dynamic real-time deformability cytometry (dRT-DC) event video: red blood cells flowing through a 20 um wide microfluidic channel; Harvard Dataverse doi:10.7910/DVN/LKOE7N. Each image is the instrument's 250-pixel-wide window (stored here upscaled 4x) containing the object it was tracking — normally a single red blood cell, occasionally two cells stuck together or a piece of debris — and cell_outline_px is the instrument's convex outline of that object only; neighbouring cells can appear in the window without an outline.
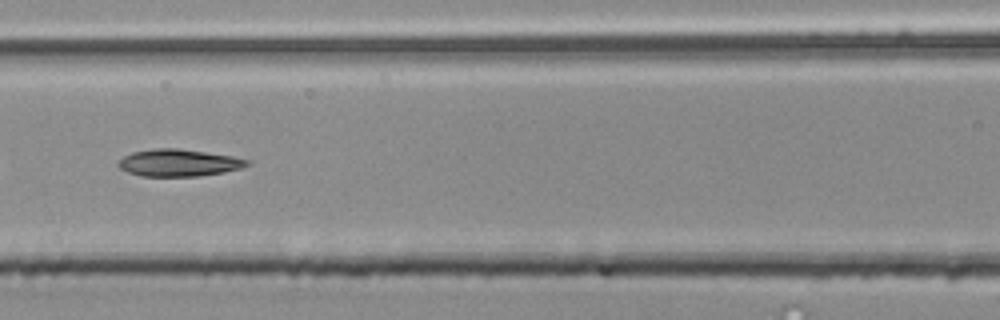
{"species": "common noctule bat (a hibernating species)", "species_latin": "Nyctalus noctula", "temperature_condition": "room temperature", "stored_images_in_passage": 52, "segment_of_instrument_passage": [2, 2], "camera_frame_rate_fps": 3000, "um_per_image_px": 0.085, "animal": {"sex": "male", "body_mass_g": 20.4}, "frame": {"image": 1, "passage_image": 22, "time_ms": 7.0, "image_size_px": [1000, 320], "cell_outline_px": [[248, 164], [240, 168], [224, 172], [196, 176], [140, 176], [128, 172], [120, 168], [120, 160], [124, 156], [132, 152], [156, 148], [176, 148], [232, 156], [248, 160]], "centroid_in_image_um": [15.17, 13.84], "position_along_channel_um": 151.4, "area_um2": 19.94}}
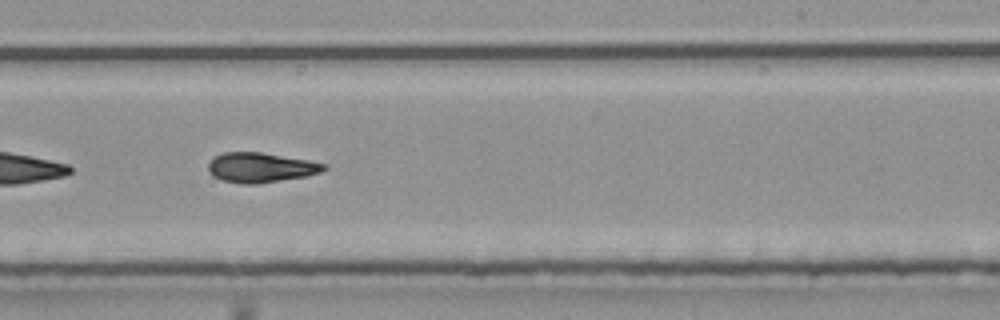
{"frame": {"image": 2, "passage_image": 31, "time_ms": 10.0, "image_size_px": [1000, 320], "cell_outline_px": [[328, 168], [320, 172], [304, 176], [256, 184], [244, 184], [224, 180], [212, 176], [208, 168], [208, 160], [212, 156], [220, 152], [260, 152], [308, 160], [328, 164]], "centroid_in_image_um": [22.11, 14.22], "position_along_channel_um": 266.9, "area_um2": 20.11}}
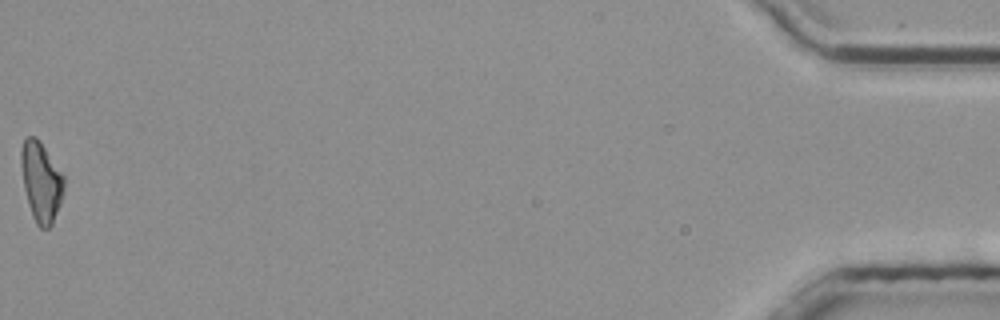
{"frame": {"image": 3, "passage_image": 52, "time_ms": 17.0, "image_size_px": [1000, 320], "cell_outline_px": [[64, 192], [60, 204], [52, 224], [48, 228], [40, 228], [36, 224], [32, 216], [24, 188], [20, 164], [20, 152], [24, 140], [28, 136], [36, 136], [64, 176]], "centroid_in_image_um": [3.48, 15.46], "position_along_channel_um": 431.7, "area_um2": 19.83}}